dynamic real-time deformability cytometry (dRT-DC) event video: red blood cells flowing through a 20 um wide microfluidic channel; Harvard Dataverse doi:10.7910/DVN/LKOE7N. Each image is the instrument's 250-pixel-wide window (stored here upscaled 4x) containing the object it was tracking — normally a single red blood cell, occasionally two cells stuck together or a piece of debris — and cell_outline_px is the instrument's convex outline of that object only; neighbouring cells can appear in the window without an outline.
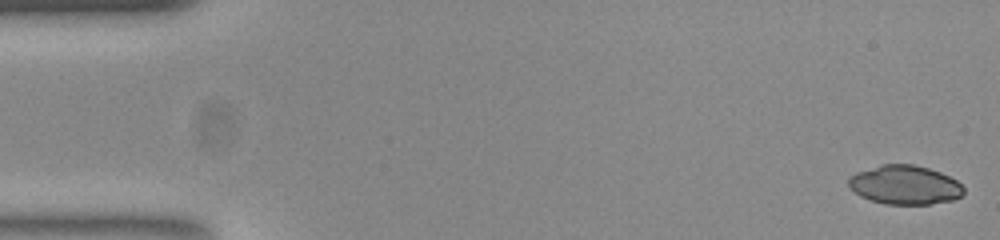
{"species": "common noctule bat (a hibernating species)", "species_latin": "Nyctalus noctula", "temperature_condition": "room temperature", "stored_images_in_passage": 54, "camera_frame_rate_fps": 3000, "um_per_image_px": 0.085, "animal": {"sex": "female", "body_mass_g": 23.0, "forearm_length_mm": 53.4}, "frame": {"image": 1, "passage_image": 1, "time_ms": 0.0, "image_size_px": [1000, 240], "cell_outline_px": [[964, 192], [960, 196], [952, 200], [928, 204], [884, 204], [860, 196], [848, 184], [848, 180], [856, 172], [880, 164], [912, 164], [928, 168], [940, 172], [956, 180], [964, 188]], "centroid_in_image_um": [76.91, 15.71], "position_along_channel_um": 8.1, "area_um2": 25.95}}
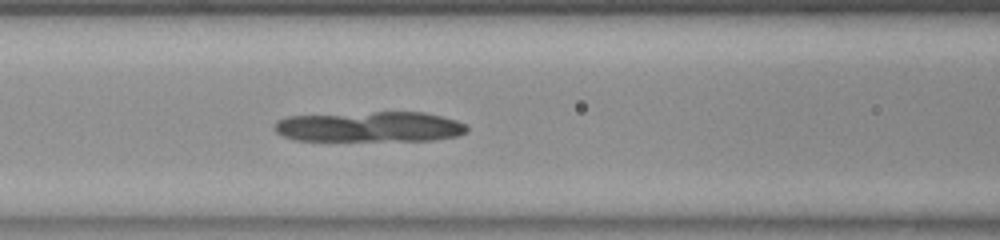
{"frame": {"image": 2, "passage_image": 22, "time_ms": 7.0, "image_size_px": [1000, 240], "cell_outline_px": [[468, 132], [456, 136], [432, 140], [296, 140], [284, 136], [276, 132], [276, 120], [288, 116], [376, 112], [424, 112], [456, 120], [468, 124]], "centroid_in_image_um": [31.48, 10.77], "position_along_channel_um": 135.1, "area_um2": 33.87}}
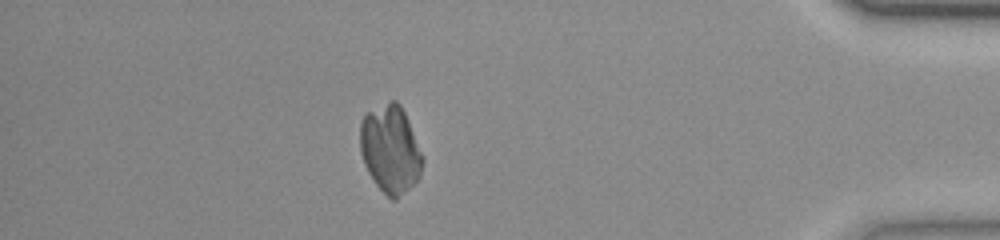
{"frame": {"image": 3, "passage_image": 47, "time_ms": 15.333, "image_size_px": [1000, 240], "cell_outline_px": [[424, 160], [420, 172], [416, 180], [396, 200], [392, 200], [376, 184], [368, 172], [364, 164], [360, 152], [360, 120], [368, 112], [392, 100], [396, 100], [400, 104], [404, 112]], "centroid_in_image_um": [33.15, 12.68], "position_along_channel_um": 402.0, "area_um2": 31.33}}